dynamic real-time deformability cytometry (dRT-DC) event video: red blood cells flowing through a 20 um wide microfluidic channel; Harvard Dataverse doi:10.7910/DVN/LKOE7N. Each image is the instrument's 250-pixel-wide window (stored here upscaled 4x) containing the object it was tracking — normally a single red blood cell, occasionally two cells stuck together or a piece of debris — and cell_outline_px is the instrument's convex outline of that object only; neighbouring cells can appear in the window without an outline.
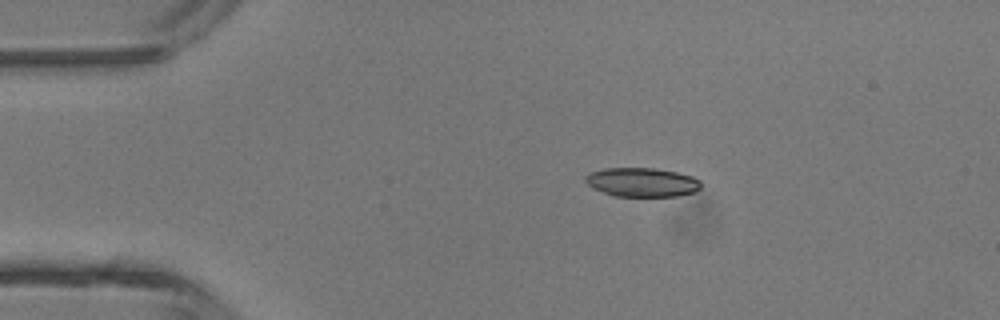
{"species": "common noctule bat (a hibernating species)", "species_latin": "Nyctalus noctula", "temperature_condition": "room temperature", "stored_images_in_passage": 3, "camera_frame_rate_fps": 3000, "um_per_image_px": 0.085, "animal": {"sex": "male", "body_mass_g": 13.3}, "frame": {"image": 1, "passage_image": 2, "time_ms": 0.333, "image_size_px": [1000, 320], "cell_outline_px": [[700, 188], [692, 192], [676, 196], [612, 196], [588, 184], [584, 180], [584, 176], [592, 172], [604, 168], [652, 168], [676, 172], [692, 176], [700, 180]], "centroid_in_image_um": [54.56, 15.48], "position_along_channel_um": 30.4, "area_um2": 19.31}}